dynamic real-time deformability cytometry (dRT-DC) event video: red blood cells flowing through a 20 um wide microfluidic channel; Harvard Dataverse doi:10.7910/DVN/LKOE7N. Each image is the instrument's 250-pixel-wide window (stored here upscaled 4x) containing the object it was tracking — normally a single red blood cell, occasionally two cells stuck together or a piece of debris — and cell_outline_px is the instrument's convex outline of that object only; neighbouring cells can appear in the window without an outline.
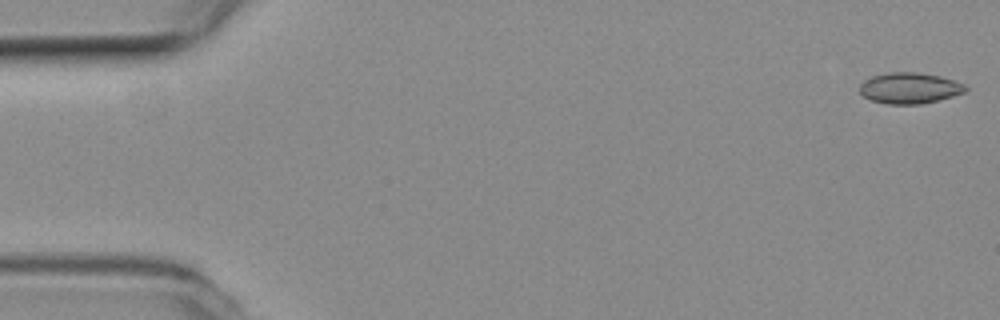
{"species": "common noctule bat (a hibernating species)", "species_latin": "Nyctalus noctula", "temperature_condition": "room temperature", "stored_images_in_passage": 4, "camera_frame_rate_fps": 3000, "um_per_image_px": 0.085, "animal": {"sex": "female", "body_mass_g": 19.3, "forearm_length_mm": 54.1}, "frame": {"image": 1, "passage_image": 1, "time_ms": 0.0, "image_size_px": [1000, 320], "cell_outline_px": [[968, 92], [920, 104], [888, 104], [872, 100], [864, 96], [860, 92], [860, 84], [864, 80], [872, 76], [888, 72], [920, 72], [940, 76], [964, 84], [968, 88]], "centroid_in_image_um": [77.32, 7.48], "position_along_channel_um": 7.7, "area_um2": 19.07}}